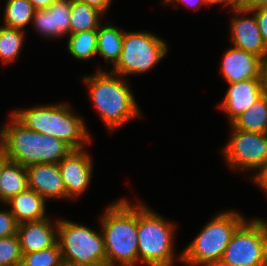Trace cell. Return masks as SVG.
I'll return each instance as SVG.
<instances>
[{
  "label": "cell",
  "instance_id": "obj_31",
  "mask_svg": "<svg viewBox=\"0 0 267 266\" xmlns=\"http://www.w3.org/2000/svg\"><path fill=\"white\" fill-rule=\"evenodd\" d=\"M80 2L86 3L89 6L95 7L103 14L108 11L110 4L113 0H78Z\"/></svg>",
  "mask_w": 267,
  "mask_h": 266
},
{
  "label": "cell",
  "instance_id": "obj_29",
  "mask_svg": "<svg viewBox=\"0 0 267 266\" xmlns=\"http://www.w3.org/2000/svg\"><path fill=\"white\" fill-rule=\"evenodd\" d=\"M252 11L255 14L262 38L267 45V8L255 9Z\"/></svg>",
  "mask_w": 267,
  "mask_h": 266
},
{
  "label": "cell",
  "instance_id": "obj_37",
  "mask_svg": "<svg viewBox=\"0 0 267 266\" xmlns=\"http://www.w3.org/2000/svg\"><path fill=\"white\" fill-rule=\"evenodd\" d=\"M9 161V158L5 154L4 150L0 147V175L2 173L4 165Z\"/></svg>",
  "mask_w": 267,
  "mask_h": 266
},
{
  "label": "cell",
  "instance_id": "obj_15",
  "mask_svg": "<svg viewBox=\"0 0 267 266\" xmlns=\"http://www.w3.org/2000/svg\"><path fill=\"white\" fill-rule=\"evenodd\" d=\"M26 169L28 188L36 191L46 201L55 198L59 200L66 198V187L58 164H36Z\"/></svg>",
  "mask_w": 267,
  "mask_h": 266
},
{
  "label": "cell",
  "instance_id": "obj_26",
  "mask_svg": "<svg viewBox=\"0 0 267 266\" xmlns=\"http://www.w3.org/2000/svg\"><path fill=\"white\" fill-rule=\"evenodd\" d=\"M23 266H63L59 244L31 253H22Z\"/></svg>",
  "mask_w": 267,
  "mask_h": 266
},
{
  "label": "cell",
  "instance_id": "obj_39",
  "mask_svg": "<svg viewBox=\"0 0 267 266\" xmlns=\"http://www.w3.org/2000/svg\"><path fill=\"white\" fill-rule=\"evenodd\" d=\"M263 95L266 97L267 99V87H263Z\"/></svg>",
  "mask_w": 267,
  "mask_h": 266
},
{
  "label": "cell",
  "instance_id": "obj_1",
  "mask_svg": "<svg viewBox=\"0 0 267 266\" xmlns=\"http://www.w3.org/2000/svg\"><path fill=\"white\" fill-rule=\"evenodd\" d=\"M88 86L92 101L100 118L113 132L134 118L143 117L128 81L121 75L104 72L101 68L93 75L82 78Z\"/></svg>",
  "mask_w": 267,
  "mask_h": 266
},
{
  "label": "cell",
  "instance_id": "obj_19",
  "mask_svg": "<svg viewBox=\"0 0 267 266\" xmlns=\"http://www.w3.org/2000/svg\"><path fill=\"white\" fill-rule=\"evenodd\" d=\"M111 22L99 25L97 29V54L102 56L106 63L114 67L120 59L123 48L124 30L114 26Z\"/></svg>",
  "mask_w": 267,
  "mask_h": 266
},
{
  "label": "cell",
  "instance_id": "obj_10",
  "mask_svg": "<svg viewBox=\"0 0 267 266\" xmlns=\"http://www.w3.org/2000/svg\"><path fill=\"white\" fill-rule=\"evenodd\" d=\"M230 125L231 135L222 148L225 162L233 171L252 170L253 180L267 164V133L244 132Z\"/></svg>",
  "mask_w": 267,
  "mask_h": 266
},
{
  "label": "cell",
  "instance_id": "obj_18",
  "mask_svg": "<svg viewBox=\"0 0 267 266\" xmlns=\"http://www.w3.org/2000/svg\"><path fill=\"white\" fill-rule=\"evenodd\" d=\"M46 200L33 189L27 188L11 197L4 204L14 215L18 224L46 219Z\"/></svg>",
  "mask_w": 267,
  "mask_h": 266
},
{
  "label": "cell",
  "instance_id": "obj_6",
  "mask_svg": "<svg viewBox=\"0 0 267 266\" xmlns=\"http://www.w3.org/2000/svg\"><path fill=\"white\" fill-rule=\"evenodd\" d=\"M143 203L137 204L138 264L173 266L176 224Z\"/></svg>",
  "mask_w": 267,
  "mask_h": 266
},
{
  "label": "cell",
  "instance_id": "obj_8",
  "mask_svg": "<svg viewBox=\"0 0 267 266\" xmlns=\"http://www.w3.org/2000/svg\"><path fill=\"white\" fill-rule=\"evenodd\" d=\"M166 41L149 31H124L123 48L112 73L127 77L145 74L168 53Z\"/></svg>",
  "mask_w": 267,
  "mask_h": 266
},
{
  "label": "cell",
  "instance_id": "obj_14",
  "mask_svg": "<svg viewBox=\"0 0 267 266\" xmlns=\"http://www.w3.org/2000/svg\"><path fill=\"white\" fill-rule=\"evenodd\" d=\"M219 108L226 113L230 124L259 98L263 96V87L259 79H248L228 85Z\"/></svg>",
  "mask_w": 267,
  "mask_h": 266
},
{
  "label": "cell",
  "instance_id": "obj_35",
  "mask_svg": "<svg viewBox=\"0 0 267 266\" xmlns=\"http://www.w3.org/2000/svg\"><path fill=\"white\" fill-rule=\"evenodd\" d=\"M243 6L248 10L267 8V0H247Z\"/></svg>",
  "mask_w": 267,
  "mask_h": 266
},
{
  "label": "cell",
  "instance_id": "obj_20",
  "mask_svg": "<svg viewBox=\"0 0 267 266\" xmlns=\"http://www.w3.org/2000/svg\"><path fill=\"white\" fill-rule=\"evenodd\" d=\"M27 188V169L18 163L8 161L0 175V202L5 203Z\"/></svg>",
  "mask_w": 267,
  "mask_h": 266
},
{
  "label": "cell",
  "instance_id": "obj_22",
  "mask_svg": "<svg viewBox=\"0 0 267 266\" xmlns=\"http://www.w3.org/2000/svg\"><path fill=\"white\" fill-rule=\"evenodd\" d=\"M244 132L267 133V99L263 95L232 123Z\"/></svg>",
  "mask_w": 267,
  "mask_h": 266
},
{
  "label": "cell",
  "instance_id": "obj_23",
  "mask_svg": "<svg viewBox=\"0 0 267 266\" xmlns=\"http://www.w3.org/2000/svg\"><path fill=\"white\" fill-rule=\"evenodd\" d=\"M35 7L29 0H7L3 12V26L23 30L32 23Z\"/></svg>",
  "mask_w": 267,
  "mask_h": 266
},
{
  "label": "cell",
  "instance_id": "obj_38",
  "mask_svg": "<svg viewBox=\"0 0 267 266\" xmlns=\"http://www.w3.org/2000/svg\"><path fill=\"white\" fill-rule=\"evenodd\" d=\"M264 238H265V253H266V266H267V220L264 219Z\"/></svg>",
  "mask_w": 267,
  "mask_h": 266
},
{
  "label": "cell",
  "instance_id": "obj_36",
  "mask_svg": "<svg viewBox=\"0 0 267 266\" xmlns=\"http://www.w3.org/2000/svg\"><path fill=\"white\" fill-rule=\"evenodd\" d=\"M36 10L49 8L56 0H29Z\"/></svg>",
  "mask_w": 267,
  "mask_h": 266
},
{
  "label": "cell",
  "instance_id": "obj_27",
  "mask_svg": "<svg viewBox=\"0 0 267 266\" xmlns=\"http://www.w3.org/2000/svg\"><path fill=\"white\" fill-rule=\"evenodd\" d=\"M22 256L17 234L0 238V266H20Z\"/></svg>",
  "mask_w": 267,
  "mask_h": 266
},
{
  "label": "cell",
  "instance_id": "obj_30",
  "mask_svg": "<svg viewBox=\"0 0 267 266\" xmlns=\"http://www.w3.org/2000/svg\"><path fill=\"white\" fill-rule=\"evenodd\" d=\"M172 3L175 4L173 5V7H176L179 3L184 4L186 7H190L191 9H193L194 12H196L197 10L199 11L202 5L207 6L204 0H165L163 2L164 5Z\"/></svg>",
  "mask_w": 267,
  "mask_h": 266
},
{
  "label": "cell",
  "instance_id": "obj_13",
  "mask_svg": "<svg viewBox=\"0 0 267 266\" xmlns=\"http://www.w3.org/2000/svg\"><path fill=\"white\" fill-rule=\"evenodd\" d=\"M71 0H56L49 8L35 11L32 25L43 37L63 38L69 35Z\"/></svg>",
  "mask_w": 267,
  "mask_h": 266
},
{
  "label": "cell",
  "instance_id": "obj_34",
  "mask_svg": "<svg viewBox=\"0 0 267 266\" xmlns=\"http://www.w3.org/2000/svg\"><path fill=\"white\" fill-rule=\"evenodd\" d=\"M252 182H255V185L257 184L267 194V164Z\"/></svg>",
  "mask_w": 267,
  "mask_h": 266
},
{
  "label": "cell",
  "instance_id": "obj_21",
  "mask_svg": "<svg viewBox=\"0 0 267 266\" xmlns=\"http://www.w3.org/2000/svg\"><path fill=\"white\" fill-rule=\"evenodd\" d=\"M104 16L95 7L78 0H71L69 35L78 32L97 30Z\"/></svg>",
  "mask_w": 267,
  "mask_h": 266
},
{
  "label": "cell",
  "instance_id": "obj_33",
  "mask_svg": "<svg viewBox=\"0 0 267 266\" xmlns=\"http://www.w3.org/2000/svg\"><path fill=\"white\" fill-rule=\"evenodd\" d=\"M259 80L262 87H267V53L260 58Z\"/></svg>",
  "mask_w": 267,
  "mask_h": 266
},
{
  "label": "cell",
  "instance_id": "obj_25",
  "mask_svg": "<svg viewBox=\"0 0 267 266\" xmlns=\"http://www.w3.org/2000/svg\"><path fill=\"white\" fill-rule=\"evenodd\" d=\"M26 33L23 30L0 26V61L10 64L19 57Z\"/></svg>",
  "mask_w": 267,
  "mask_h": 266
},
{
  "label": "cell",
  "instance_id": "obj_4",
  "mask_svg": "<svg viewBox=\"0 0 267 266\" xmlns=\"http://www.w3.org/2000/svg\"><path fill=\"white\" fill-rule=\"evenodd\" d=\"M11 115L24 127L62 140L72 149L85 148L91 142L84 118L76 115L68 103L35 105L12 110Z\"/></svg>",
  "mask_w": 267,
  "mask_h": 266
},
{
  "label": "cell",
  "instance_id": "obj_17",
  "mask_svg": "<svg viewBox=\"0 0 267 266\" xmlns=\"http://www.w3.org/2000/svg\"><path fill=\"white\" fill-rule=\"evenodd\" d=\"M223 55L220 72L228 84L259 79V57L234 46Z\"/></svg>",
  "mask_w": 267,
  "mask_h": 266
},
{
  "label": "cell",
  "instance_id": "obj_2",
  "mask_svg": "<svg viewBox=\"0 0 267 266\" xmlns=\"http://www.w3.org/2000/svg\"><path fill=\"white\" fill-rule=\"evenodd\" d=\"M99 218L106 266H136L138 256L137 203L121 198L109 204Z\"/></svg>",
  "mask_w": 267,
  "mask_h": 266
},
{
  "label": "cell",
  "instance_id": "obj_32",
  "mask_svg": "<svg viewBox=\"0 0 267 266\" xmlns=\"http://www.w3.org/2000/svg\"><path fill=\"white\" fill-rule=\"evenodd\" d=\"M205 3L207 4V6H213L214 4H220L222 5L223 3V7H229L230 10H234L236 8H240L243 6V4L239 1V0H204Z\"/></svg>",
  "mask_w": 267,
  "mask_h": 266
},
{
  "label": "cell",
  "instance_id": "obj_28",
  "mask_svg": "<svg viewBox=\"0 0 267 266\" xmlns=\"http://www.w3.org/2000/svg\"><path fill=\"white\" fill-rule=\"evenodd\" d=\"M18 223L9 209L0 210V238L17 234Z\"/></svg>",
  "mask_w": 267,
  "mask_h": 266
},
{
  "label": "cell",
  "instance_id": "obj_7",
  "mask_svg": "<svg viewBox=\"0 0 267 266\" xmlns=\"http://www.w3.org/2000/svg\"><path fill=\"white\" fill-rule=\"evenodd\" d=\"M57 243L66 266H106L102 231L83 224L58 219Z\"/></svg>",
  "mask_w": 267,
  "mask_h": 266
},
{
  "label": "cell",
  "instance_id": "obj_3",
  "mask_svg": "<svg viewBox=\"0 0 267 266\" xmlns=\"http://www.w3.org/2000/svg\"><path fill=\"white\" fill-rule=\"evenodd\" d=\"M0 147L9 161L25 168L43 163L58 164L72 148L64 141L24 127L11 114L0 127Z\"/></svg>",
  "mask_w": 267,
  "mask_h": 266
},
{
  "label": "cell",
  "instance_id": "obj_24",
  "mask_svg": "<svg viewBox=\"0 0 267 266\" xmlns=\"http://www.w3.org/2000/svg\"><path fill=\"white\" fill-rule=\"evenodd\" d=\"M67 50L78 60H88L97 55V30L68 35Z\"/></svg>",
  "mask_w": 267,
  "mask_h": 266
},
{
  "label": "cell",
  "instance_id": "obj_9",
  "mask_svg": "<svg viewBox=\"0 0 267 266\" xmlns=\"http://www.w3.org/2000/svg\"><path fill=\"white\" fill-rule=\"evenodd\" d=\"M218 266H266L264 219H247L236 229Z\"/></svg>",
  "mask_w": 267,
  "mask_h": 266
},
{
  "label": "cell",
  "instance_id": "obj_5",
  "mask_svg": "<svg viewBox=\"0 0 267 266\" xmlns=\"http://www.w3.org/2000/svg\"><path fill=\"white\" fill-rule=\"evenodd\" d=\"M245 220L239 211L226 210L218 213L179 252L178 261L189 266H218L234 232Z\"/></svg>",
  "mask_w": 267,
  "mask_h": 266
},
{
  "label": "cell",
  "instance_id": "obj_40",
  "mask_svg": "<svg viewBox=\"0 0 267 266\" xmlns=\"http://www.w3.org/2000/svg\"><path fill=\"white\" fill-rule=\"evenodd\" d=\"M242 4H244L247 0H239Z\"/></svg>",
  "mask_w": 267,
  "mask_h": 266
},
{
  "label": "cell",
  "instance_id": "obj_12",
  "mask_svg": "<svg viewBox=\"0 0 267 266\" xmlns=\"http://www.w3.org/2000/svg\"><path fill=\"white\" fill-rule=\"evenodd\" d=\"M232 11L233 15H236L230 23L232 45L261 58L267 53V45L260 33L254 12L244 6ZM250 14L251 16L247 17Z\"/></svg>",
  "mask_w": 267,
  "mask_h": 266
},
{
  "label": "cell",
  "instance_id": "obj_16",
  "mask_svg": "<svg viewBox=\"0 0 267 266\" xmlns=\"http://www.w3.org/2000/svg\"><path fill=\"white\" fill-rule=\"evenodd\" d=\"M57 231L58 218L55 222L48 217L18 224L17 236L22 253L36 252L53 246L57 242Z\"/></svg>",
  "mask_w": 267,
  "mask_h": 266
},
{
  "label": "cell",
  "instance_id": "obj_11",
  "mask_svg": "<svg viewBox=\"0 0 267 266\" xmlns=\"http://www.w3.org/2000/svg\"><path fill=\"white\" fill-rule=\"evenodd\" d=\"M93 160L85 148L72 149L58 167L66 187V199L77 201L90 186Z\"/></svg>",
  "mask_w": 267,
  "mask_h": 266
}]
</instances>
